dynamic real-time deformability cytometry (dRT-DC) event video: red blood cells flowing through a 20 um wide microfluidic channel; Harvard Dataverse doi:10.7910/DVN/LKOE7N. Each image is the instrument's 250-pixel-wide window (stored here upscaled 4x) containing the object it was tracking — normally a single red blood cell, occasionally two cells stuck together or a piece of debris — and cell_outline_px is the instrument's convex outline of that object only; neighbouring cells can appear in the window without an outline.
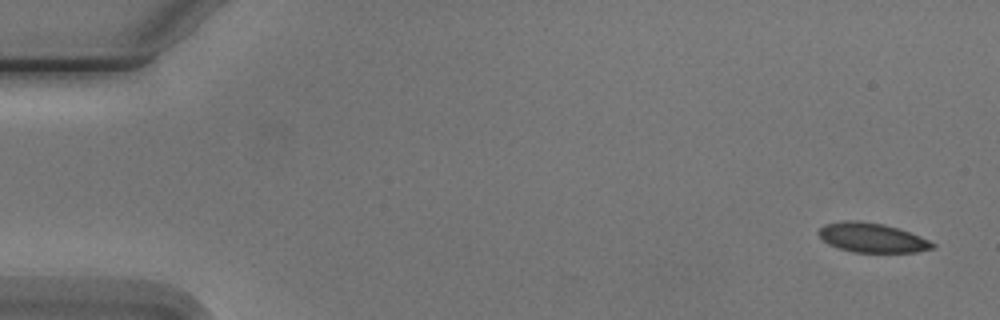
{"species": "Egyptian fruit bat (a non-hibernating species)", "species_latin": "Rousettus aegyptiacus", "temperature_condition": "cold", "stored_images_in_passage": 4, "camera_frame_rate_fps": 3000, "um_per_image_px": 0.085, "animal": {"sex": "male"}, "frame": {"image": 1, "passage_image": 1, "time_ms": 0.0, "image_size_px": [1000, 320], "cell_outline_px": [[936, 244], [932, 248], [916, 252], [852, 252], [828, 244], [816, 232], [824, 224], [844, 220], [860, 220], [884, 224], [920, 236]], "centroid_in_image_um": [74.08, 20.19], "position_along_channel_um": 10.9, "area_um2": 19.42}}
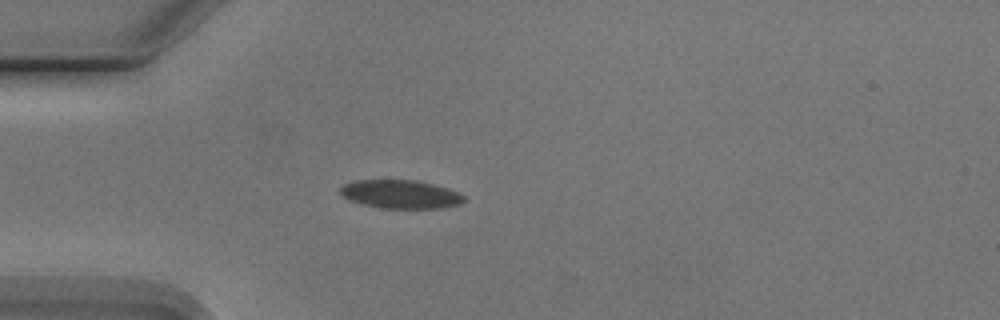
{"frame": {"image": 2, "passage_image": 4, "time_ms": 4.333, "image_size_px": [1000, 320], "cell_outline_px": [[464, 200], [460, 204], [444, 208], [380, 208], [364, 204], [352, 200], [344, 196], [340, 192], [340, 188], [344, 184], [356, 180], [416, 180], [432, 184], [456, 192], [464, 196]], "centroid_in_image_um": [34.04, 16.51], "position_along_channel_um": 51.0, "area_um2": 20.17}}